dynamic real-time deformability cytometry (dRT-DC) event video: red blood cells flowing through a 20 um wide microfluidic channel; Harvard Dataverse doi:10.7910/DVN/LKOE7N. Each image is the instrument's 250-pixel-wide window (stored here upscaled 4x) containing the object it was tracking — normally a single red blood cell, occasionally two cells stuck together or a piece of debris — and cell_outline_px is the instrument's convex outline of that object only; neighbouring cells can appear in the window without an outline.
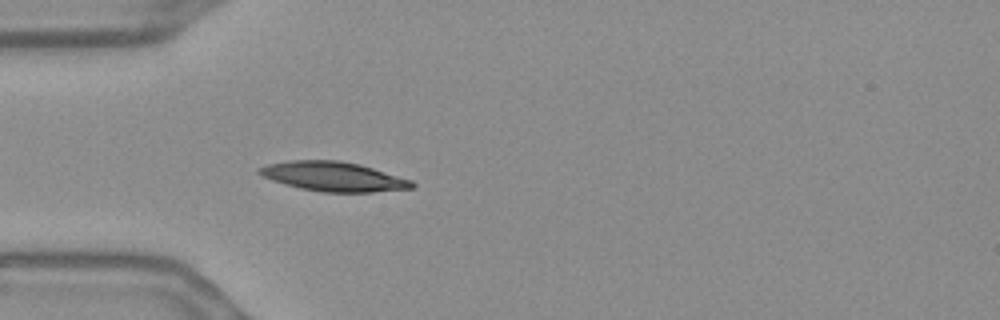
{"species": "Egyptian fruit bat (a non-hibernating species)", "species_latin": "Rousettus aegyptiacus", "temperature_condition": "warm", "stored_images_in_passage": 40, "camera_frame_rate_fps": 3000, "um_per_image_px": 0.085, "frame": {"image": 1, "passage_image": 1, "time_ms": 0.0, "image_size_px": [1000, 320], "cell_outline_px": [[416, 184], [412, 188], [372, 192], [320, 192], [300, 188], [272, 180], [256, 172], [256, 168], [268, 164], [288, 160], [340, 160], [360, 164], [412, 180]], "centroid_in_image_um": [28.33, 15.0], "position_along_channel_um": 56.7, "area_um2": 26.24}}
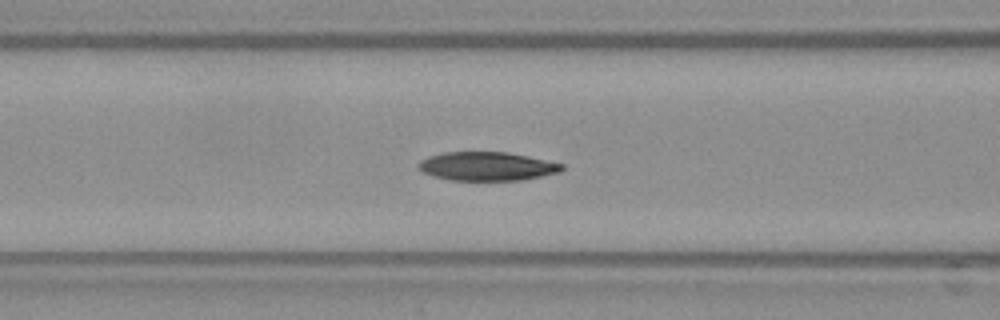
{"frame": {"image": 2, "passage_image": 7, "time_ms": 2.0, "image_size_px": [1000, 320], "cell_outline_px": [[564, 168], [560, 172], [524, 180], [452, 180], [432, 176], [416, 168], [416, 164], [420, 160], [428, 156], [444, 152], [508, 152], [528, 156], [564, 164]], "centroid_in_image_um": [41.37, 14.13], "position_along_channel_um": 125.2, "area_um2": 24.16}}
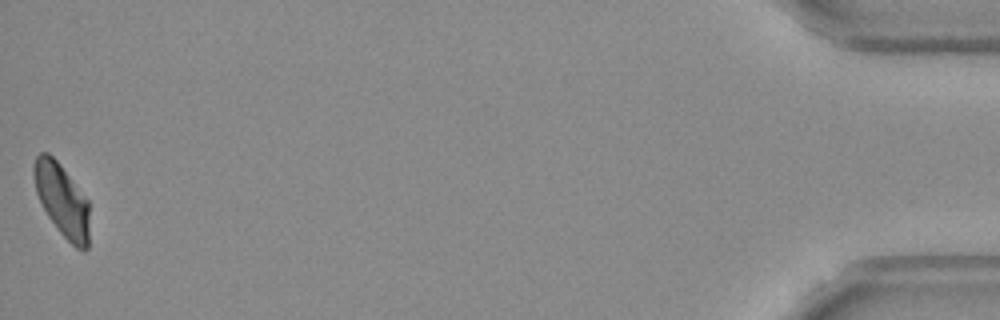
{"frame": {"image": 3, "passage_image": 40, "time_ms": 13.0, "image_size_px": [1000, 320], "cell_outline_px": [[88, 248], [84, 252], [76, 248], [60, 232], [48, 216], [36, 192], [32, 172], [32, 164], [36, 156], [40, 152], [48, 152], [60, 164], [88, 200]], "centroid_in_image_um": [5.25, 16.98], "position_along_channel_um": 430.0, "area_um2": 23.41}, "authors_computed_cell_mechanics": {"area_um2": 24.9407, "velocity_mm_per_s": 3.6487, "shape_relaxation_time_tau1_ms": 5.579, "shape_relaxation_time_tau2_ms": 8.4558, "deformation_change_tau1": 0.1784, "deformation_change_tau2": 0.1281}}